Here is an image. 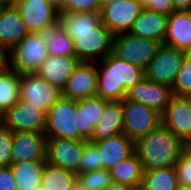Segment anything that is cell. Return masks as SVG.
<instances>
[{
	"label": "cell",
	"instance_id": "1",
	"mask_svg": "<svg viewBox=\"0 0 191 190\" xmlns=\"http://www.w3.org/2000/svg\"><path fill=\"white\" fill-rule=\"evenodd\" d=\"M58 24L73 40L81 61H101L112 53L114 35L101 22L100 12L59 13Z\"/></svg>",
	"mask_w": 191,
	"mask_h": 190
},
{
	"label": "cell",
	"instance_id": "2",
	"mask_svg": "<svg viewBox=\"0 0 191 190\" xmlns=\"http://www.w3.org/2000/svg\"><path fill=\"white\" fill-rule=\"evenodd\" d=\"M97 96L107 101L124 100L127 91L145 78V70L113 53L96 62Z\"/></svg>",
	"mask_w": 191,
	"mask_h": 190
},
{
	"label": "cell",
	"instance_id": "3",
	"mask_svg": "<svg viewBox=\"0 0 191 190\" xmlns=\"http://www.w3.org/2000/svg\"><path fill=\"white\" fill-rule=\"evenodd\" d=\"M187 145L160 123L147 136L135 143L143 171L175 167Z\"/></svg>",
	"mask_w": 191,
	"mask_h": 190
},
{
	"label": "cell",
	"instance_id": "4",
	"mask_svg": "<svg viewBox=\"0 0 191 190\" xmlns=\"http://www.w3.org/2000/svg\"><path fill=\"white\" fill-rule=\"evenodd\" d=\"M48 56L46 34L32 33L8 52V67L19 74L37 73Z\"/></svg>",
	"mask_w": 191,
	"mask_h": 190
},
{
	"label": "cell",
	"instance_id": "5",
	"mask_svg": "<svg viewBox=\"0 0 191 190\" xmlns=\"http://www.w3.org/2000/svg\"><path fill=\"white\" fill-rule=\"evenodd\" d=\"M161 45L152 39L120 33L113 37L112 53L119 59L146 70Z\"/></svg>",
	"mask_w": 191,
	"mask_h": 190
},
{
	"label": "cell",
	"instance_id": "6",
	"mask_svg": "<svg viewBox=\"0 0 191 190\" xmlns=\"http://www.w3.org/2000/svg\"><path fill=\"white\" fill-rule=\"evenodd\" d=\"M75 114L76 101L61 97L46 115V138L86 141L80 135Z\"/></svg>",
	"mask_w": 191,
	"mask_h": 190
},
{
	"label": "cell",
	"instance_id": "7",
	"mask_svg": "<svg viewBox=\"0 0 191 190\" xmlns=\"http://www.w3.org/2000/svg\"><path fill=\"white\" fill-rule=\"evenodd\" d=\"M161 123V115L137 102L123 100L122 134L136 143Z\"/></svg>",
	"mask_w": 191,
	"mask_h": 190
},
{
	"label": "cell",
	"instance_id": "8",
	"mask_svg": "<svg viewBox=\"0 0 191 190\" xmlns=\"http://www.w3.org/2000/svg\"><path fill=\"white\" fill-rule=\"evenodd\" d=\"M15 8L30 34H46L58 25L59 8L48 0H16Z\"/></svg>",
	"mask_w": 191,
	"mask_h": 190
},
{
	"label": "cell",
	"instance_id": "9",
	"mask_svg": "<svg viewBox=\"0 0 191 190\" xmlns=\"http://www.w3.org/2000/svg\"><path fill=\"white\" fill-rule=\"evenodd\" d=\"M19 100L43 111L48 110L62 97V91L53 87L37 73L19 74Z\"/></svg>",
	"mask_w": 191,
	"mask_h": 190
},
{
	"label": "cell",
	"instance_id": "10",
	"mask_svg": "<svg viewBox=\"0 0 191 190\" xmlns=\"http://www.w3.org/2000/svg\"><path fill=\"white\" fill-rule=\"evenodd\" d=\"M185 57V51L162 44L145 70V77L172 88Z\"/></svg>",
	"mask_w": 191,
	"mask_h": 190
},
{
	"label": "cell",
	"instance_id": "11",
	"mask_svg": "<svg viewBox=\"0 0 191 190\" xmlns=\"http://www.w3.org/2000/svg\"><path fill=\"white\" fill-rule=\"evenodd\" d=\"M143 9L141 0H115L100 10L101 22L113 35L129 33Z\"/></svg>",
	"mask_w": 191,
	"mask_h": 190
},
{
	"label": "cell",
	"instance_id": "12",
	"mask_svg": "<svg viewBox=\"0 0 191 190\" xmlns=\"http://www.w3.org/2000/svg\"><path fill=\"white\" fill-rule=\"evenodd\" d=\"M2 125L13 133H44L46 129V114L38 108L19 100L2 114Z\"/></svg>",
	"mask_w": 191,
	"mask_h": 190
},
{
	"label": "cell",
	"instance_id": "13",
	"mask_svg": "<svg viewBox=\"0 0 191 190\" xmlns=\"http://www.w3.org/2000/svg\"><path fill=\"white\" fill-rule=\"evenodd\" d=\"M84 141L47 138L46 162L75 174H79Z\"/></svg>",
	"mask_w": 191,
	"mask_h": 190
},
{
	"label": "cell",
	"instance_id": "14",
	"mask_svg": "<svg viewBox=\"0 0 191 190\" xmlns=\"http://www.w3.org/2000/svg\"><path fill=\"white\" fill-rule=\"evenodd\" d=\"M174 97L172 88L152 82L146 77L127 91L126 99L141 103L160 115L163 114Z\"/></svg>",
	"mask_w": 191,
	"mask_h": 190
},
{
	"label": "cell",
	"instance_id": "15",
	"mask_svg": "<svg viewBox=\"0 0 191 190\" xmlns=\"http://www.w3.org/2000/svg\"><path fill=\"white\" fill-rule=\"evenodd\" d=\"M96 93V62L81 61L66 82V85L62 90V97L74 101H80L92 96H96Z\"/></svg>",
	"mask_w": 191,
	"mask_h": 190
},
{
	"label": "cell",
	"instance_id": "16",
	"mask_svg": "<svg viewBox=\"0 0 191 190\" xmlns=\"http://www.w3.org/2000/svg\"><path fill=\"white\" fill-rule=\"evenodd\" d=\"M46 140L44 133H13L12 164L46 161Z\"/></svg>",
	"mask_w": 191,
	"mask_h": 190
},
{
	"label": "cell",
	"instance_id": "17",
	"mask_svg": "<svg viewBox=\"0 0 191 190\" xmlns=\"http://www.w3.org/2000/svg\"><path fill=\"white\" fill-rule=\"evenodd\" d=\"M161 123L186 145L191 142V107L184 97L174 96L161 115Z\"/></svg>",
	"mask_w": 191,
	"mask_h": 190
},
{
	"label": "cell",
	"instance_id": "18",
	"mask_svg": "<svg viewBox=\"0 0 191 190\" xmlns=\"http://www.w3.org/2000/svg\"><path fill=\"white\" fill-rule=\"evenodd\" d=\"M80 63L81 60L77 56L62 57L49 55L42 63L37 74L53 87L62 91L66 82Z\"/></svg>",
	"mask_w": 191,
	"mask_h": 190
},
{
	"label": "cell",
	"instance_id": "19",
	"mask_svg": "<svg viewBox=\"0 0 191 190\" xmlns=\"http://www.w3.org/2000/svg\"><path fill=\"white\" fill-rule=\"evenodd\" d=\"M106 102L107 100L97 95L76 101L75 121L77 122L80 135L86 141L92 138L94 128L101 121Z\"/></svg>",
	"mask_w": 191,
	"mask_h": 190
},
{
	"label": "cell",
	"instance_id": "20",
	"mask_svg": "<svg viewBox=\"0 0 191 190\" xmlns=\"http://www.w3.org/2000/svg\"><path fill=\"white\" fill-rule=\"evenodd\" d=\"M30 33L14 7L0 8V45L10 51Z\"/></svg>",
	"mask_w": 191,
	"mask_h": 190
},
{
	"label": "cell",
	"instance_id": "21",
	"mask_svg": "<svg viewBox=\"0 0 191 190\" xmlns=\"http://www.w3.org/2000/svg\"><path fill=\"white\" fill-rule=\"evenodd\" d=\"M99 151L100 162L105 170L111 169L121 160L135 152V143L124 134L93 143Z\"/></svg>",
	"mask_w": 191,
	"mask_h": 190
},
{
	"label": "cell",
	"instance_id": "22",
	"mask_svg": "<svg viewBox=\"0 0 191 190\" xmlns=\"http://www.w3.org/2000/svg\"><path fill=\"white\" fill-rule=\"evenodd\" d=\"M163 44L185 52L191 47V11H174L168 16Z\"/></svg>",
	"mask_w": 191,
	"mask_h": 190
},
{
	"label": "cell",
	"instance_id": "23",
	"mask_svg": "<svg viewBox=\"0 0 191 190\" xmlns=\"http://www.w3.org/2000/svg\"><path fill=\"white\" fill-rule=\"evenodd\" d=\"M167 23L168 16L143 9L134 21L129 33L163 44L167 32Z\"/></svg>",
	"mask_w": 191,
	"mask_h": 190
},
{
	"label": "cell",
	"instance_id": "24",
	"mask_svg": "<svg viewBox=\"0 0 191 190\" xmlns=\"http://www.w3.org/2000/svg\"><path fill=\"white\" fill-rule=\"evenodd\" d=\"M123 129V100L107 101L102 119L94 128L92 138L88 141L95 143L122 134Z\"/></svg>",
	"mask_w": 191,
	"mask_h": 190
},
{
	"label": "cell",
	"instance_id": "25",
	"mask_svg": "<svg viewBox=\"0 0 191 190\" xmlns=\"http://www.w3.org/2000/svg\"><path fill=\"white\" fill-rule=\"evenodd\" d=\"M112 182L139 188L142 183L143 169L136 152L128 158L121 160L109 169Z\"/></svg>",
	"mask_w": 191,
	"mask_h": 190
},
{
	"label": "cell",
	"instance_id": "26",
	"mask_svg": "<svg viewBox=\"0 0 191 190\" xmlns=\"http://www.w3.org/2000/svg\"><path fill=\"white\" fill-rule=\"evenodd\" d=\"M46 161L23 162L10 166L17 190H34L41 186Z\"/></svg>",
	"mask_w": 191,
	"mask_h": 190
},
{
	"label": "cell",
	"instance_id": "27",
	"mask_svg": "<svg viewBox=\"0 0 191 190\" xmlns=\"http://www.w3.org/2000/svg\"><path fill=\"white\" fill-rule=\"evenodd\" d=\"M41 187L45 190H76L77 174L45 162Z\"/></svg>",
	"mask_w": 191,
	"mask_h": 190
},
{
	"label": "cell",
	"instance_id": "28",
	"mask_svg": "<svg viewBox=\"0 0 191 190\" xmlns=\"http://www.w3.org/2000/svg\"><path fill=\"white\" fill-rule=\"evenodd\" d=\"M19 73L10 67L0 70V113L4 114L19 101Z\"/></svg>",
	"mask_w": 191,
	"mask_h": 190
},
{
	"label": "cell",
	"instance_id": "29",
	"mask_svg": "<svg viewBox=\"0 0 191 190\" xmlns=\"http://www.w3.org/2000/svg\"><path fill=\"white\" fill-rule=\"evenodd\" d=\"M142 190H179L174 167L143 171Z\"/></svg>",
	"mask_w": 191,
	"mask_h": 190
},
{
	"label": "cell",
	"instance_id": "30",
	"mask_svg": "<svg viewBox=\"0 0 191 190\" xmlns=\"http://www.w3.org/2000/svg\"><path fill=\"white\" fill-rule=\"evenodd\" d=\"M46 40L49 55L76 56L73 40L59 24L46 33Z\"/></svg>",
	"mask_w": 191,
	"mask_h": 190
},
{
	"label": "cell",
	"instance_id": "31",
	"mask_svg": "<svg viewBox=\"0 0 191 190\" xmlns=\"http://www.w3.org/2000/svg\"><path fill=\"white\" fill-rule=\"evenodd\" d=\"M112 184L109 170H95L77 174V188L80 190H106Z\"/></svg>",
	"mask_w": 191,
	"mask_h": 190
},
{
	"label": "cell",
	"instance_id": "32",
	"mask_svg": "<svg viewBox=\"0 0 191 190\" xmlns=\"http://www.w3.org/2000/svg\"><path fill=\"white\" fill-rule=\"evenodd\" d=\"M178 186L191 188V146H186L175 164Z\"/></svg>",
	"mask_w": 191,
	"mask_h": 190
},
{
	"label": "cell",
	"instance_id": "33",
	"mask_svg": "<svg viewBox=\"0 0 191 190\" xmlns=\"http://www.w3.org/2000/svg\"><path fill=\"white\" fill-rule=\"evenodd\" d=\"M172 91L177 97H184L191 93V58L187 55L177 73Z\"/></svg>",
	"mask_w": 191,
	"mask_h": 190
},
{
	"label": "cell",
	"instance_id": "34",
	"mask_svg": "<svg viewBox=\"0 0 191 190\" xmlns=\"http://www.w3.org/2000/svg\"><path fill=\"white\" fill-rule=\"evenodd\" d=\"M98 148L91 142L84 141L83 154L80 159L79 174L102 170Z\"/></svg>",
	"mask_w": 191,
	"mask_h": 190
},
{
	"label": "cell",
	"instance_id": "35",
	"mask_svg": "<svg viewBox=\"0 0 191 190\" xmlns=\"http://www.w3.org/2000/svg\"><path fill=\"white\" fill-rule=\"evenodd\" d=\"M13 132L0 125V167L12 165Z\"/></svg>",
	"mask_w": 191,
	"mask_h": 190
},
{
	"label": "cell",
	"instance_id": "36",
	"mask_svg": "<svg viewBox=\"0 0 191 190\" xmlns=\"http://www.w3.org/2000/svg\"><path fill=\"white\" fill-rule=\"evenodd\" d=\"M100 12L98 0H64L59 13Z\"/></svg>",
	"mask_w": 191,
	"mask_h": 190
},
{
	"label": "cell",
	"instance_id": "37",
	"mask_svg": "<svg viewBox=\"0 0 191 190\" xmlns=\"http://www.w3.org/2000/svg\"><path fill=\"white\" fill-rule=\"evenodd\" d=\"M143 8L152 12H157L169 16L174 12L171 0H141Z\"/></svg>",
	"mask_w": 191,
	"mask_h": 190
},
{
	"label": "cell",
	"instance_id": "38",
	"mask_svg": "<svg viewBox=\"0 0 191 190\" xmlns=\"http://www.w3.org/2000/svg\"><path fill=\"white\" fill-rule=\"evenodd\" d=\"M0 190H17L13 172L10 167H0Z\"/></svg>",
	"mask_w": 191,
	"mask_h": 190
},
{
	"label": "cell",
	"instance_id": "39",
	"mask_svg": "<svg viewBox=\"0 0 191 190\" xmlns=\"http://www.w3.org/2000/svg\"><path fill=\"white\" fill-rule=\"evenodd\" d=\"M174 11H191V0H171Z\"/></svg>",
	"mask_w": 191,
	"mask_h": 190
},
{
	"label": "cell",
	"instance_id": "40",
	"mask_svg": "<svg viewBox=\"0 0 191 190\" xmlns=\"http://www.w3.org/2000/svg\"><path fill=\"white\" fill-rule=\"evenodd\" d=\"M8 66V51L0 45V70Z\"/></svg>",
	"mask_w": 191,
	"mask_h": 190
},
{
	"label": "cell",
	"instance_id": "41",
	"mask_svg": "<svg viewBox=\"0 0 191 190\" xmlns=\"http://www.w3.org/2000/svg\"><path fill=\"white\" fill-rule=\"evenodd\" d=\"M106 190H132V188L124 184L112 182Z\"/></svg>",
	"mask_w": 191,
	"mask_h": 190
},
{
	"label": "cell",
	"instance_id": "42",
	"mask_svg": "<svg viewBox=\"0 0 191 190\" xmlns=\"http://www.w3.org/2000/svg\"><path fill=\"white\" fill-rule=\"evenodd\" d=\"M16 0H0V8L14 7Z\"/></svg>",
	"mask_w": 191,
	"mask_h": 190
},
{
	"label": "cell",
	"instance_id": "43",
	"mask_svg": "<svg viewBox=\"0 0 191 190\" xmlns=\"http://www.w3.org/2000/svg\"><path fill=\"white\" fill-rule=\"evenodd\" d=\"M114 1H115V0H98L100 10H101L103 7H105V6H107V5L111 4V3H113Z\"/></svg>",
	"mask_w": 191,
	"mask_h": 190
},
{
	"label": "cell",
	"instance_id": "44",
	"mask_svg": "<svg viewBox=\"0 0 191 190\" xmlns=\"http://www.w3.org/2000/svg\"><path fill=\"white\" fill-rule=\"evenodd\" d=\"M48 1L54 4L56 7L60 8L64 0H48Z\"/></svg>",
	"mask_w": 191,
	"mask_h": 190
},
{
	"label": "cell",
	"instance_id": "45",
	"mask_svg": "<svg viewBox=\"0 0 191 190\" xmlns=\"http://www.w3.org/2000/svg\"><path fill=\"white\" fill-rule=\"evenodd\" d=\"M184 98L187 100L188 104H189L190 107H191V93L185 95Z\"/></svg>",
	"mask_w": 191,
	"mask_h": 190
},
{
	"label": "cell",
	"instance_id": "46",
	"mask_svg": "<svg viewBox=\"0 0 191 190\" xmlns=\"http://www.w3.org/2000/svg\"><path fill=\"white\" fill-rule=\"evenodd\" d=\"M186 55L191 58V47L186 51Z\"/></svg>",
	"mask_w": 191,
	"mask_h": 190
},
{
	"label": "cell",
	"instance_id": "47",
	"mask_svg": "<svg viewBox=\"0 0 191 190\" xmlns=\"http://www.w3.org/2000/svg\"><path fill=\"white\" fill-rule=\"evenodd\" d=\"M179 190H191V188H179Z\"/></svg>",
	"mask_w": 191,
	"mask_h": 190
},
{
	"label": "cell",
	"instance_id": "48",
	"mask_svg": "<svg viewBox=\"0 0 191 190\" xmlns=\"http://www.w3.org/2000/svg\"><path fill=\"white\" fill-rule=\"evenodd\" d=\"M0 125H2V114L0 113Z\"/></svg>",
	"mask_w": 191,
	"mask_h": 190
},
{
	"label": "cell",
	"instance_id": "49",
	"mask_svg": "<svg viewBox=\"0 0 191 190\" xmlns=\"http://www.w3.org/2000/svg\"><path fill=\"white\" fill-rule=\"evenodd\" d=\"M34 190H45V189H43V188L40 186V187H38V188H36V189H34Z\"/></svg>",
	"mask_w": 191,
	"mask_h": 190
},
{
	"label": "cell",
	"instance_id": "50",
	"mask_svg": "<svg viewBox=\"0 0 191 190\" xmlns=\"http://www.w3.org/2000/svg\"><path fill=\"white\" fill-rule=\"evenodd\" d=\"M132 190H142V188L141 187H139V188H132Z\"/></svg>",
	"mask_w": 191,
	"mask_h": 190
}]
</instances>
